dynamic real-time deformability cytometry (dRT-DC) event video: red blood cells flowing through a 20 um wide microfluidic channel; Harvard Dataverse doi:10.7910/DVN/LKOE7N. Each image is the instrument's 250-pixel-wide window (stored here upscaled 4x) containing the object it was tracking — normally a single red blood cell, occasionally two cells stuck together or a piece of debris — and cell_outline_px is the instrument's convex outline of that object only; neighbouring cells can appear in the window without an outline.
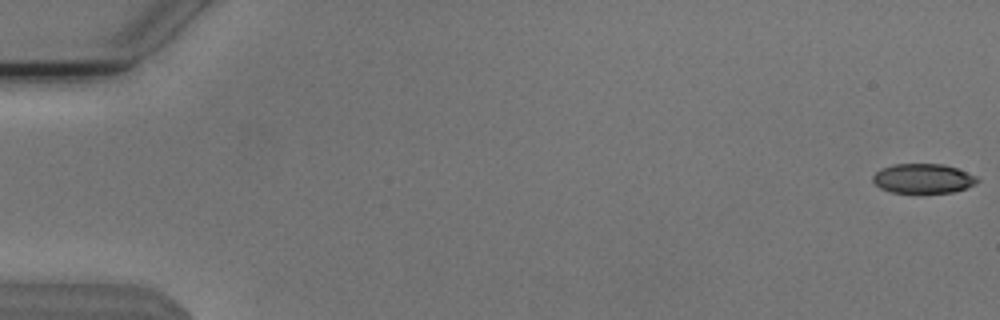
{"species": "Egyptian fruit bat (a non-hibernating species)", "species_latin": "Rousettus aegyptiacus", "temperature_condition": "cold", "stored_images_in_passage": 55, "camera_frame_rate_fps": 3000, "um_per_image_px": 0.085, "animal": {"sex": "male"}, "frame": {"image": 1, "passage_image": 1, "time_ms": 0.0, "image_size_px": [1000, 320], "cell_outline_px": [[980, 180], [976, 184], [968, 188], [952, 192], [892, 192], [880, 188], [872, 180], [872, 176], [880, 168], [892, 164], [944, 164], [956, 168], [976, 176]], "centroid_in_image_um": [78.46, 15.16], "position_along_channel_um": 6.5, "area_um2": 17.98}}
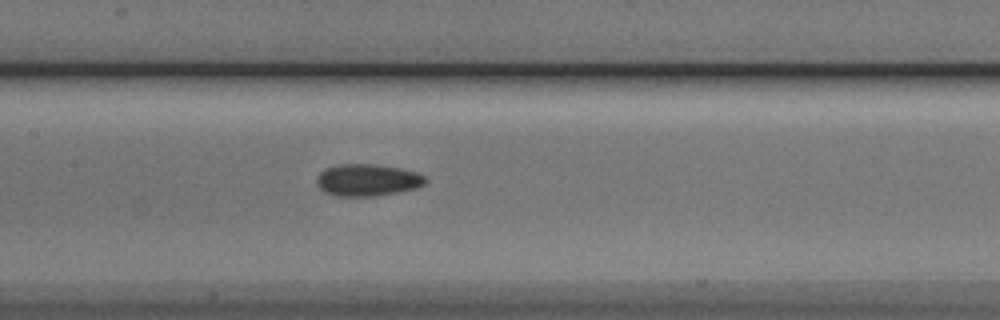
{"frame": {"image": 2, "passage_image": 27, "time_ms": 8.667, "image_size_px": [1000, 320], "cell_outline_px": [[428, 180], [424, 184], [416, 188], [376, 196], [332, 196], [324, 192], [316, 184], [316, 176], [320, 172], [328, 168], [340, 164], [372, 164], [400, 168], [416, 172], [424, 176]], "centroid_in_image_um": [31.2, 15.31], "position_along_channel_um": 176.2, "area_um2": 20.29}}
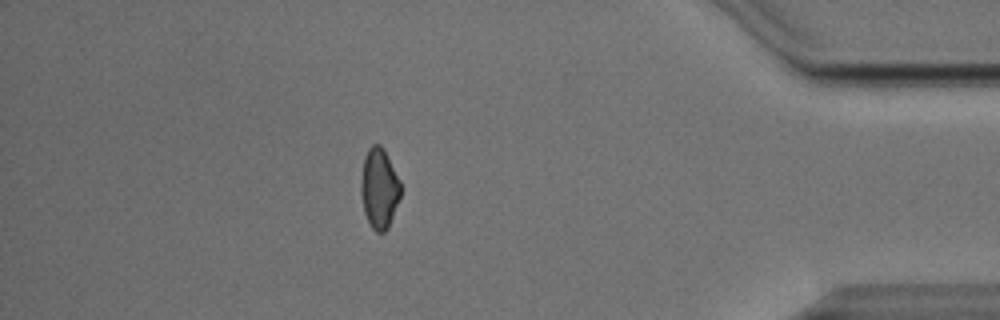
{"frame": {"image": 3, "passage_image": 48, "time_ms": 15.667, "image_size_px": [1000, 320], "cell_outline_px": [[400, 196], [388, 228], [384, 232], [376, 232], [372, 228], [364, 212], [360, 192], [360, 180], [364, 156], [368, 148], [372, 144], [380, 144], [384, 148], [400, 180]], "centroid_in_image_um": [32.22, 15.97], "position_along_channel_um": 403.0, "area_um2": 18.67}, "authors_computed_cell_mechanics": {"area_um2": 19.5364, "velocity_mm_per_s": 3.8184, "shape_relaxation_time_tau1_ms": 4.812, "shape_relaxation_time_tau2_ms": 2.4411, "deformation_change_tau1": 0.1045, "deformation_change_tau2": 0.0707}}